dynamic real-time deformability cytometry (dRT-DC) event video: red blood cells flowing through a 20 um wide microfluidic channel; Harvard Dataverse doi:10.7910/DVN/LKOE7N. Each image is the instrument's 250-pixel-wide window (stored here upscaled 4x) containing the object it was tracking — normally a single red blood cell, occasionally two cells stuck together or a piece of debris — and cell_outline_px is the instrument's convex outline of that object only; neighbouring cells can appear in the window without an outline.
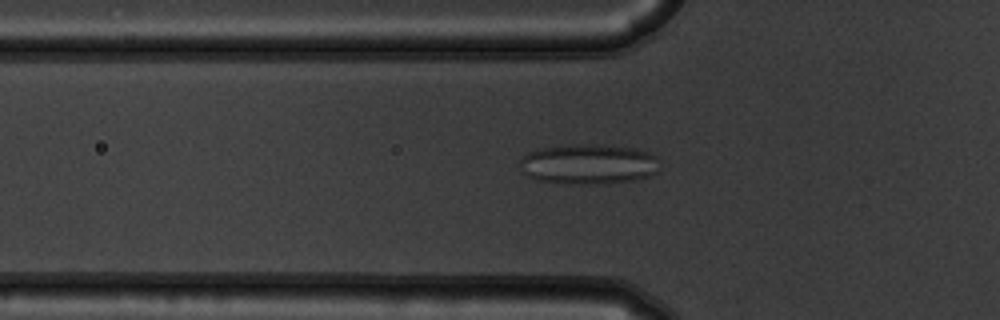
{"species": "common noctule bat (a hibernating species)", "species_latin": "Nyctalus noctula", "temperature_condition": "warm", "stored_images_in_passage": 55, "camera_frame_rate_fps": 3000, "um_per_image_px": 0.085, "animal": {"sex": "male", "body_mass_g": 19.5, "forearm_length_mm": 54.6}, "frame": {"image": 1, "passage_image": 19, "time_ms": 6.0, "image_size_px": [1000, 320], "cell_outline_px": [[660, 160], [656, 172], [652, 176], [632, 180], [604, 184], [572, 184], [536, 180], [528, 176], [524, 172], [520, 164], [520, 160], [528, 152], [544, 148], [572, 144], [596, 144], [636, 148], [648, 152], [656, 156]], "centroid_in_image_um": [50.07, 13.95], "position_along_channel_um": 75.7, "area_um2": 32.89}}
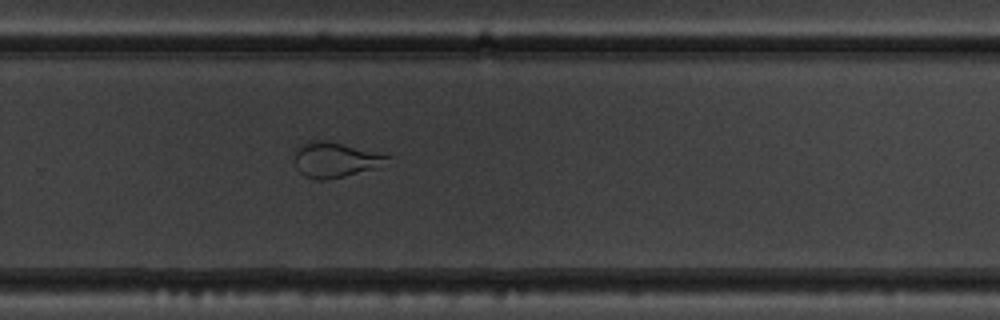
{"frame": {"image": 2, "passage_image": 37, "time_ms": 12.0, "image_size_px": [1000, 320], "cell_outline_px": [[392, 156], [368, 168], [344, 176], [328, 180], [316, 180], [304, 176], [296, 168], [296, 148], [308, 140], [328, 140]], "centroid_in_image_um": [28.35, 13.56], "position_along_channel_um": 301.4, "area_um2": 18.32}}
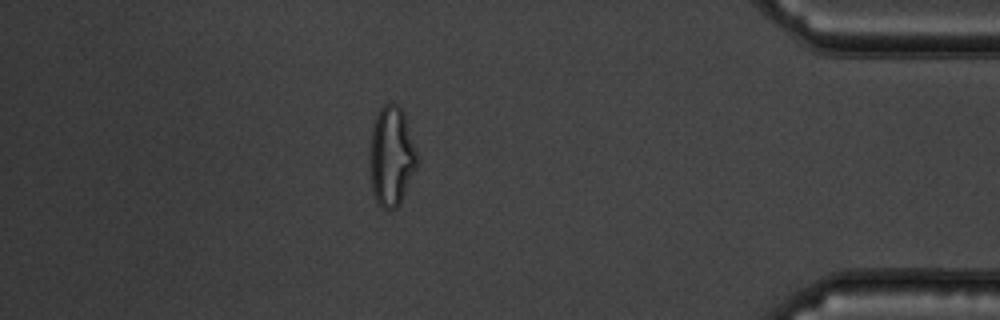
{"frame": {"image": 3, "passage_image": 48, "time_ms": 15.667, "image_size_px": [1000, 320], "cell_outline_px": [[420, 160], [400, 204], [396, 208], [384, 208], [376, 200], [372, 192], [368, 160], [368, 152], [372, 128], [376, 116], [380, 108], [384, 104], [396, 104], [404, 112], [420, 156]], "centroid_in_image_um": [33.28, 13.27], "position_along_channel_um": 401.9, "area_um2": 28.21}, "authors_computed_cell_mechanics": {"area_um2": 27.744, "velocity_mm_per_s": 3.7646, "shape_relaxation_time_tau1_ms": null, "shape_relaxation_time_tau2_ms": 1.0046, "deformation_change_tau1": null, "deformation_change_tau2": 0.0921}}